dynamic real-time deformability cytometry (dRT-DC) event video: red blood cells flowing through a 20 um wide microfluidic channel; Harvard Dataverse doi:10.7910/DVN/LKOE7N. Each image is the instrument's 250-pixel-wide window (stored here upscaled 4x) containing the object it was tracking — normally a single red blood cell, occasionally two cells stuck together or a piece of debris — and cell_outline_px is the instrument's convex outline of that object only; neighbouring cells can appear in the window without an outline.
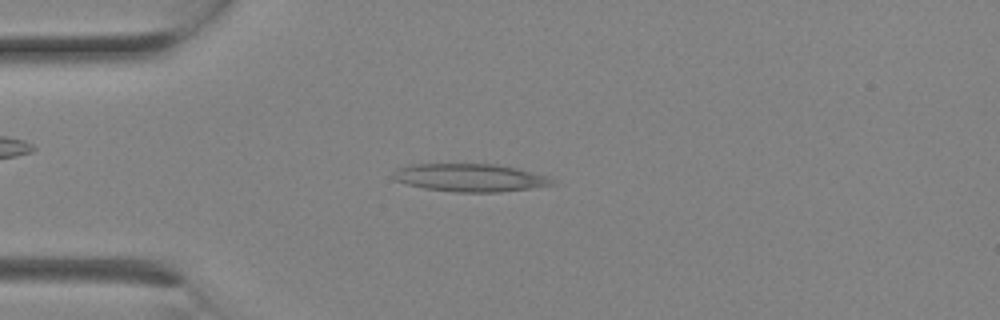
{"species": "Egyptian fruit bat (a non-hibernating species)", "species_latin": "Rousettus aegyptiacus", "temperature_condition": "room temperature", "stored_images_in_passage": 3, "camera_frame_rate_fps": 3000, "um_per_image_px": 0.085, "animal": {"sex": "female"}, "frame": {"image": 1, "passage_image": 3, "time_ms": 0.667, "image_size_px": [1000, 320], "cell_outline_px": [[556, 184], [500, 192], [456, 192], [424, 188], [392, 180], [392, 172], [396, 168], [412, 164], [496, 164], [516, 168], [548, 176]], "centroid_in_image_um": [39.89, 15.1], "position_along_channel_um": 45.1, "area_um2": 25.78}}